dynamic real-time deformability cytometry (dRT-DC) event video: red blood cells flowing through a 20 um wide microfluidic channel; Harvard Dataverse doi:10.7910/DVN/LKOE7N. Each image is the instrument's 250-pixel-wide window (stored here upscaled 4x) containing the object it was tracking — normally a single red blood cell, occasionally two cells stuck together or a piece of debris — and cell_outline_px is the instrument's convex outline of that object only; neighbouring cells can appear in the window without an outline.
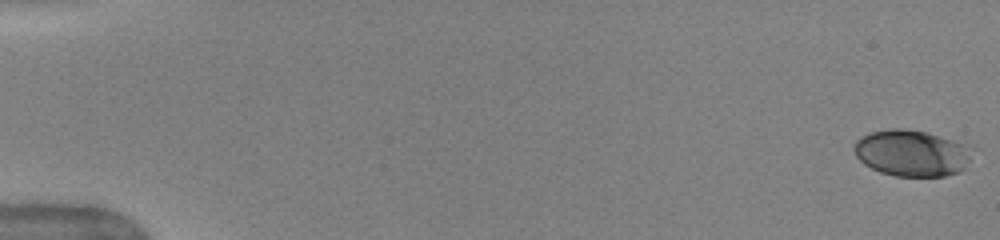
{"species": "human", "species_latin": "Homo sapiens", "temperature_condition": "warm", "stored_images_in_passage": 52, "camera_frame_rate_fps": 3000, "um_per_image_px": 0.085, "donor": {"sex": "female"}, "frame": {"image": 1, "passage_image": 1, "time_ms": 0.0, "image_size_px": [1000, 240], "cell_outline_px": [[972, 148], [968, 160], [964, 168], [960, 172], [944, 176], [896, 176], [880, 172], [864, 164], [856, 156], [852, 148], [856, 140], [860, 136], [872, 132], [892, 128], [900, 128], [928, 132], [972, 144]], "centroid_in_image_um": [77.51, 12.99], "position_along_channel_um": 7.5, "area_um2": 32.31}}
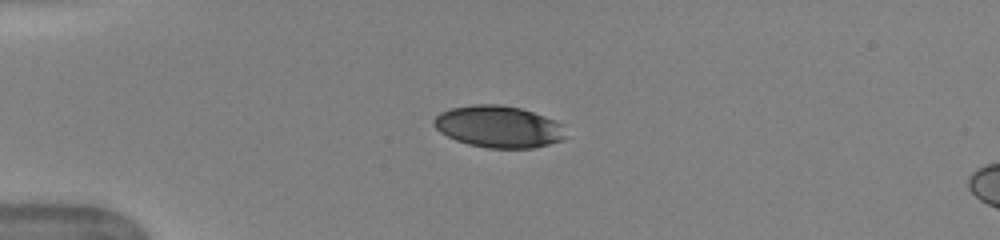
{"frame": {"image": 2, "passage_image": 14, "time_ms": 4.333, "image_size_px": [1000, 240], "cell_outline_px": [[564, 140], [532, 148], [488, 148], [468, 144], [456, 140], [440, 132], [432, 124], [432, 120], [440, 112], [452, 108], [472, 104], [500, 104], [520, 108], [556, 120], [564, 124]], "centroid_in_image_um": [42.37, 10.76], "position_along_channel_um": 42.6, "area_um2": 32.25}}
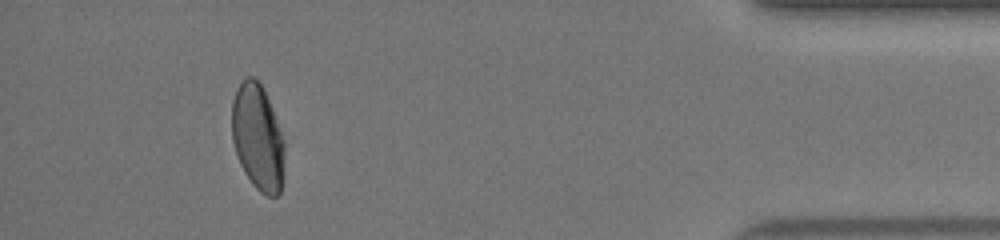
{"frame": {"image": 3, "passage_image": 48, "time_ms": 15.667, "image_size_px": [1000, 240], "cell_outline_px": [[284, 152], [280, 192], [276, 196], [268, 196], [260, 192], [252, 184], [244, 172], [240, 164], [232, 140], [232, 100], [236, 88], [240, 80], [248, 76], [252, 76], [260, 84], [268, 100], [284, 140]], "centroid_in_image_um": [21.87, 11.67], "position_along_channel_um": 413.3, "area_um2": 32.25}, "authors_computed_cell_mechanics": {"area_um2": 33.7263, "velocity_mm_per_s": 4.0037, "shape_relaxation_time_tau1_ms": 5.6805, "shape_relaxation_time_tau2_ms": 0.7365, "deformation_change_tau1": 0.1768, "deformation_change_tau2": 0.0421}}